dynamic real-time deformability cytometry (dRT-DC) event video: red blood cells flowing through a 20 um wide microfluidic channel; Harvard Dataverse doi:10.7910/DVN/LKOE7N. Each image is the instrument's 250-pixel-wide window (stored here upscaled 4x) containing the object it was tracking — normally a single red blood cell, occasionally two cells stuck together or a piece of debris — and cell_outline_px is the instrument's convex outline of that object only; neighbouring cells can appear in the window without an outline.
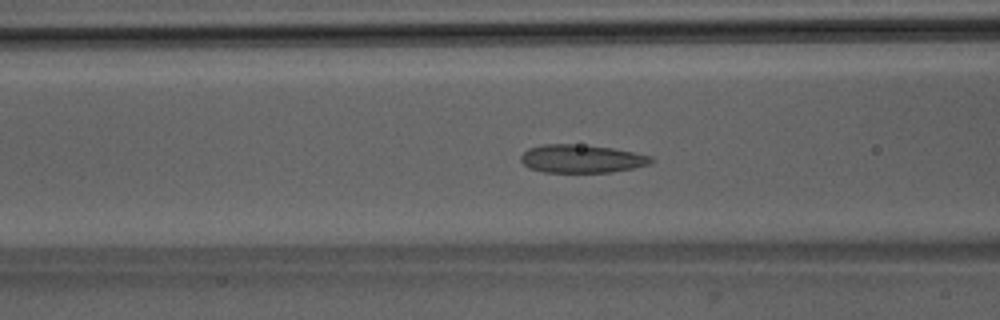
{"species": "Egyptian fruit bat (a non-hibernating species)", "species_latin": "Rousettus aegyptiacus", "temperature_condition": "room temperature", "stored_images_in_passage": 42, "camera_frame_rate_fps": 3000, "um_per_image_px": 0.085, "animal": {"sex": "male"}, "frame": {"image": 1, "passage_image": 11, "time_ms": 3.333, "image_size_px": [1000, 320], "cell_outline_px": [[656, 160], [652, 164], [612, 172], [544, 172], [528, 168], [520, 160], [520, 156], [528, 148], [544, 144], [572, 144], [612, 148], [652, 156]], "centroid_in_image_um": [49.44, 13.5], "position_along_channel_um": 117.2, "area_um2": 21.39}}
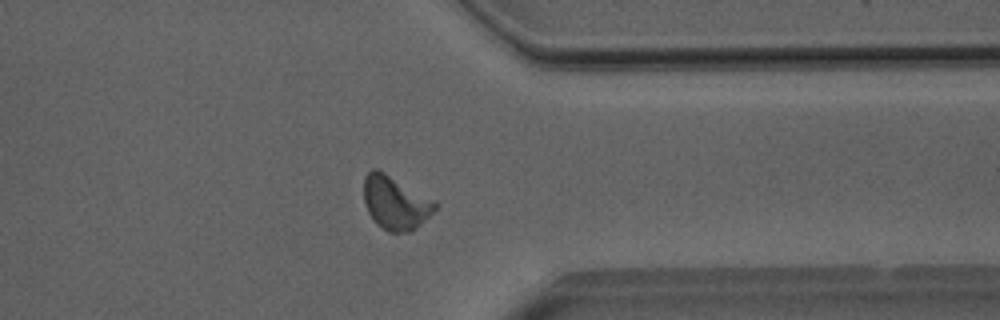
{"frame": {"image": 2, "passage_image": 31, "time_ms": 10.0, "image_size_px": [1000, 320], "cell_outline_px": [[436, 208], [412, 232], [388, 232], [376, 224], [368, 212], [364, 200], [364, 176], [372, 168], [376, 168], [384, 172], [436, 200]], "centroid_in_image_um": [33.59, 17.23], "position_along_channel_um": 377.8, "area_um2": 22.2}}
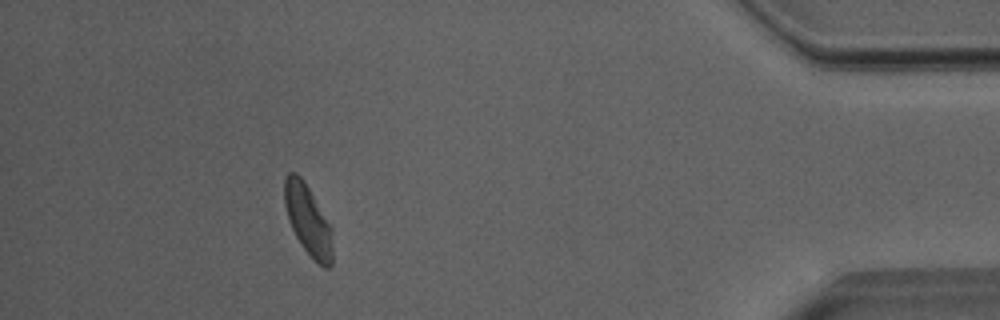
{"frame": {"image": 3, "passage_image": 37, "time_ms": 12.0, "image_size_px": [1000, 320], "cell_outline_px": [[332, 264], [328, 268], [324, 268], [312, 260], [296, 236], [288, 220], [284, 204], [284, 180], [288, 172], [296, 172], [300, 176], [332, 224]], "centroid_in_image_um": [26.2, 18.73], "position_along_channel_um": 409.0, "area_um2": 20.0}, "authors_computed_cell_mechanics": {"area_um2": 20.8369, "velocity_mm_per_s": 3.9785, "shape_relaxation_time_tau1_ms": 10.6301, "shape_relaxation_time_tau2_ms": 1.4865, "deformation_change_tau1": 0.1847, "deformation_change_tau2": 0.0866}}